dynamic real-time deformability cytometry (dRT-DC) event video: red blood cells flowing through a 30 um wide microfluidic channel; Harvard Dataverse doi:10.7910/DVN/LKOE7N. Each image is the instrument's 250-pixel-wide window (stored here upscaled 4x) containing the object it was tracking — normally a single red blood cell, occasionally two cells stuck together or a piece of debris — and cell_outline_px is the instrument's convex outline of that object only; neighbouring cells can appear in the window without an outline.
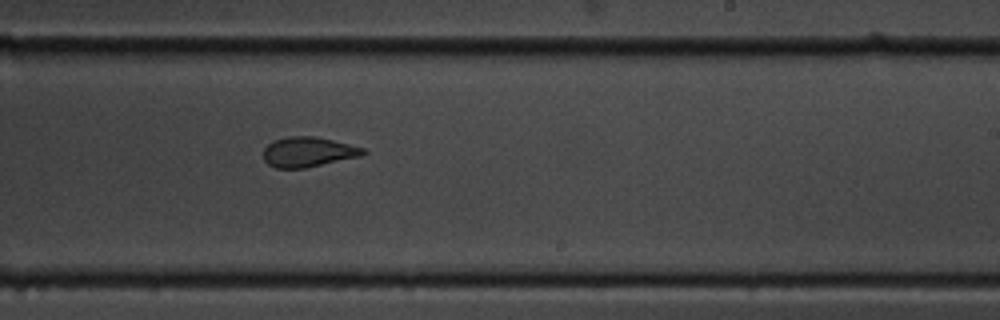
{"species": "common noctule bat (a hibernating species)", "species_latin": "Nyctalus noctula", "temperature_condition": "cold", "stored_images_in_passage": 10, "camera_frame_rate_fps": 3000, "um_per_image_px": 0.085, "animal": {"sex": "male", "body_mass_g": 19.5, "forearm_length_mm": 54.6}, "frame": {"image": 1, "passage_image": 10, "time_ms": 11.333, "image_size_px": [1000, 320], "cell_outline_px": [[368, 152], [364, 156], [304, 168], [276, 168], [268, 164], [264, 160], [264, 148], [272, 140], [288, 136], [316, 136], [364, 148]], "centroid_in_image_um": [26.21, 12.91], "position_along_channel_um": 262.8, "area_um2": 17.57}}